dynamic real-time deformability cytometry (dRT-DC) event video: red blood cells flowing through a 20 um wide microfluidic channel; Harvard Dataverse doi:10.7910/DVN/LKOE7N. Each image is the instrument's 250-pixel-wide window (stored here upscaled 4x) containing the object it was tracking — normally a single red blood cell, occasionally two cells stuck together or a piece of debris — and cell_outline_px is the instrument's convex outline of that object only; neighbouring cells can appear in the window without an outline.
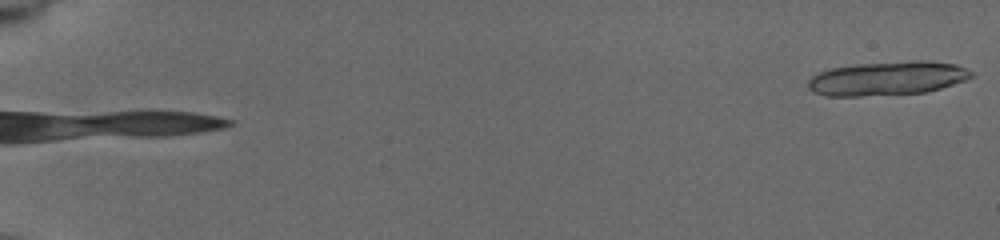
{"species": "common noctule bat (a hibernating species)", "species_latin": "Nyctalus noctula", "temperature_condition": "cold", "stored_images_in_passage": 25, "camera_frame_rate_fps": 3000, "um_per_image_px": 0.085, "animal": {"sex": "female", "body_mass_g": 19.5, "forearm_length_mm": 54.1}, "frame": {"image": 1, "passage_image": 1, "time_ms": 0.0, "image_size_px": [1000, 240], "cell_outline_px": [[972, 76], [964, 80], [940, 88], [924, 92], [860, 96], [824, 96], [812, 92], [808, 88], [808, 80], [812, 76], [820, 72], [832, 68], [860, 64], [916, 60], [920, 60], [956, 64], [972, 72]], "centroid_in_image_um": [75.37, 6.66], "position_along_channel_um": 9.6, "area_um2": 31.91}}
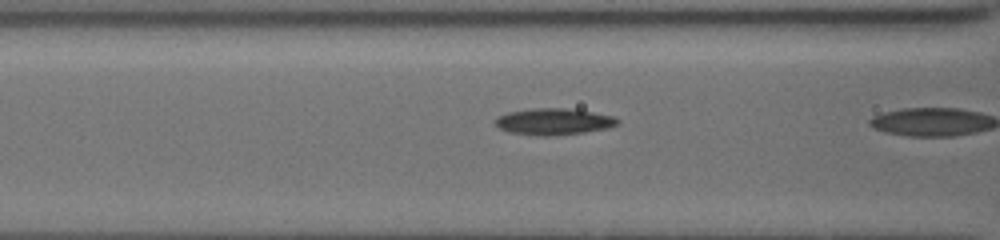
{"frame": {"image": 2, "passage_image": 24, "time_ms": 7.667, "image_size_px": [1000, 240], "cell_outline_px": [[620, 120], [616, 124], [608, 128], [584, 132], [548, 136], [544, 136], [508, 132], [500, 128], [496, 124], [496, 120], [500, 116], [508, 112], [532, 108], [568, 108], [592, 112], [612, 116]], "centroid_in_image_um": [47.07, 10.33], "position_along_channel_um": 119.5, "area_um2": 18.61}}